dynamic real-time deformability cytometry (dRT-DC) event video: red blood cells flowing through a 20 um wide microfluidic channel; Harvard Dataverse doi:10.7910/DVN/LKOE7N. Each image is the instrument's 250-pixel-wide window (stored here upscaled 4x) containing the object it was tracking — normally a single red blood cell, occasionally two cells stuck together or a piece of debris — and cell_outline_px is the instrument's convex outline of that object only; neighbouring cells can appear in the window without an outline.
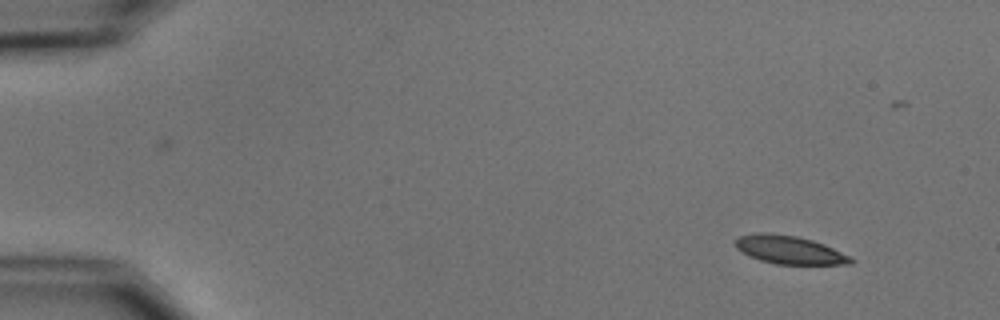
{"species": "common noctule bat (a hibernating species)", "species_latin": "Nyctalus noctula", "temperature_condition": "cold", "stored_images_in_passage": 5, "camera_frame_rate_fps": 3000, "um_per_image_px": 0.085, "animal": {"sex": "male", "body_mass_g": 15.6}, "frame": {"image": 1, "passage_image": 1, "time_ms": 0.0, "image_size_px": [1000, 320], "cell_outline_px": [[856, 260], [852, 264], [776, 264], [760, 260], [748, 256], [736, 248], [736, 240], [740, 236], [760, 232], [768, 232], [796, 236], [812, 240], [824, 244]], "centroid_in_image_um": [67.08, 21.24], "position_along_channel_um": 17.9, "area_um2": 18.84}}
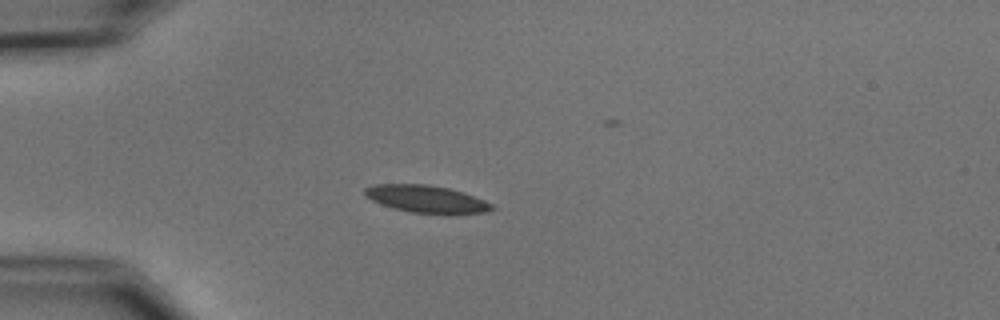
{"frame": {"image": 2, "passage_image": 4, "time_ms": 3.333, "image_size_px": [1000, 320], "cell_outline_px": [[496, 208], [484, 212], [452, 216], [412, 212], [380, 204], [372, 200], [364, 192], [364, 188], [372, 184], [428, 184], [448, 188], [464, 192], [484, 200], [492, 204]], "centroid_in_image_um": [36.31, 16.94], "position_along_channel_um": 48.7, "area_um2": 20.63}}